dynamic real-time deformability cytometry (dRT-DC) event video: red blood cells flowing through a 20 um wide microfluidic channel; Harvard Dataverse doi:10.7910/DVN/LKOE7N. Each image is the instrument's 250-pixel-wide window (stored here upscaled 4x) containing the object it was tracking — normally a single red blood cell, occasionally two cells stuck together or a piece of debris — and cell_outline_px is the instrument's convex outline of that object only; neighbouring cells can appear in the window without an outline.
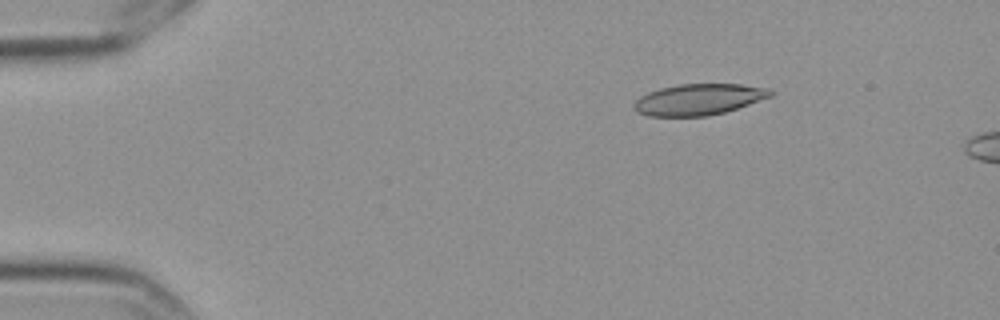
{"species": "Egyptian fruit bat (a non-hibernating species)", "species_latin": "Rousettus aegyptiacus", "temperature_condition": "cold", "stored_images_in_passage": 5, "camera_frame_rate_fps": 3000, "um_per_image_px": 0.085, "frame": {"image": 1, "passage_image": 3, "time_ms": 0.667, "image_size_px": [1000, 320], "cell_outline_px": [[776, 92], [772, 96], [724, 112], [708, 116], [648, 116], [636, 112], [632, 108], [632, 104], [640, 96], [648, 92], [660, 88], [680, 84], [740, 84], [772, 88]], "centroid_in_image_um": [59.39, 8.45], "position_along_channel_um": 25.6, "area_um2": 24.97}}